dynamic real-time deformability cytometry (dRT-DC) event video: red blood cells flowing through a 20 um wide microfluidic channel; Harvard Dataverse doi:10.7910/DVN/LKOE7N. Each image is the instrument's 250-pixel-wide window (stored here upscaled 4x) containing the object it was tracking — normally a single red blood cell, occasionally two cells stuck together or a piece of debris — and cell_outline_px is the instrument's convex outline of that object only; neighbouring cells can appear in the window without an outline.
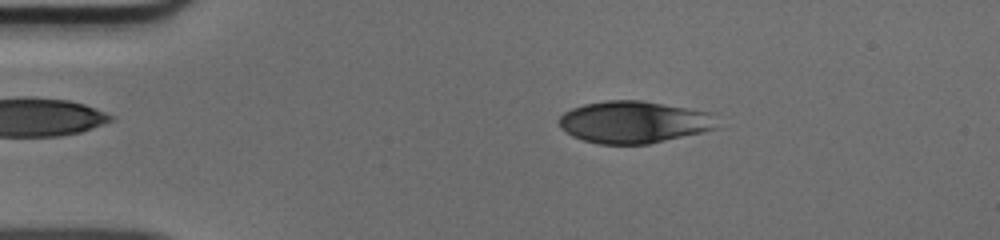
{"species": "human", "species_latin": "Homo sapiens", "temperature_condition": "cold", "stored_images_in_passage": 48, "camera_frame_rate_fps": 3000, "um_per_image_px": 0.085, "donor": {"sex": "male"}, "frame": {"image": 1, "passage_image": 8, "time_ms": 2.333, "image_size_px": [1000, 240], "cell_outline_px": [[720, 128], [648, 144], [600, 144], [584, 140], [572, 136], [560, 128], [556, 120], [564, 112], [572, 108], [584, 104], [608, 100], [644, 100], [712, 112]], "centroid_in_image_um": [53.89, 10.37], "position_along_channel_um": 31.1, "area_um2": 39.13}}
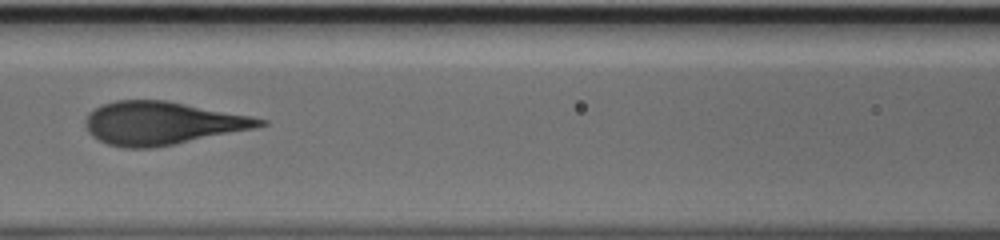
{"frame": {"image": 2, "passage_image": 21, "time_ms": 6.667, "image_size_px": [1000, 240], "cell_outline_px": [[268, 124], [256, 128], [176, 144], [152, 148], [124, 148], [108, 144], [92, 136], [88, 132], [84, 124], [84, 120], [88, 112], [100, 104], [116, 100], [164, 100], [252, 116], [268, 120]], "centroid_in_image_um": [13.75, 10.47], "position_along_channel_um": 152.8, "area_um2": 43.93}}
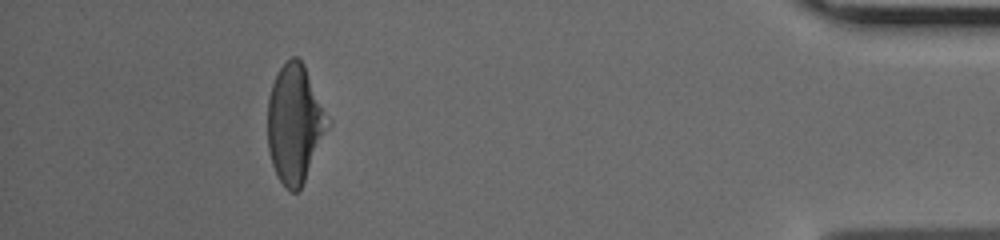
{"frame": {"image": 3, "passage_image": 44, "time_ms": 14.333, "image_size_px": [1000, 240], "cell_outline_px": [[332, 120], [304, 180], [300, 188], [296, 192], [288, 192], [284, 188], [272, 164], [268, 152], [268, 96], [272, 84], [280, 68], [292, 56], [296, 56], [304, 64]], "centroid_in_image_um": [25.07, 10.5], "position_along_channel_um": 410.1, "area_um2": 41.5}}